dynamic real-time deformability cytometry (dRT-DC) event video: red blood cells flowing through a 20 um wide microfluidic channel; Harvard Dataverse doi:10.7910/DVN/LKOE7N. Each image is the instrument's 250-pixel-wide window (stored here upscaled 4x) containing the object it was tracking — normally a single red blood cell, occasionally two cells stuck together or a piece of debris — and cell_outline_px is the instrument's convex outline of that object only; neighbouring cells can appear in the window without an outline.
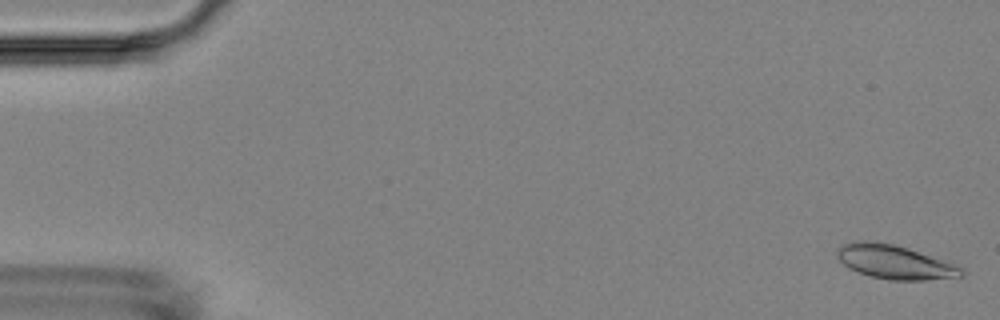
{"species": "Egyptian fruit bat (a non-hibernating species)", "species_latin": "Rousettus aegyptiacus", "temperature_condition": "room temperature", "stored_images_in_passage": 7, "camera_frame_rate_fps": 3000, "um_per_image_px": 0.085, "animal": {"sex": "female"}, "frame": {"image": 1, "passage_image": 1, "time_ms": 0.0, "image_size_px": [1000, 320], "cell_outline_px": [[968, 272], [964, 276], [924, 280], [888, 280], [868, 276], [848, 268], [836, 256], [836, 252], [844, 244], [852, 240], [868, 240], [896, 244], [908, 248], [964, 268]], "centroid_in_image_um": [76.04, 22.27], "position_along_channel_um": 9.0, "area_um2": 24.74}}
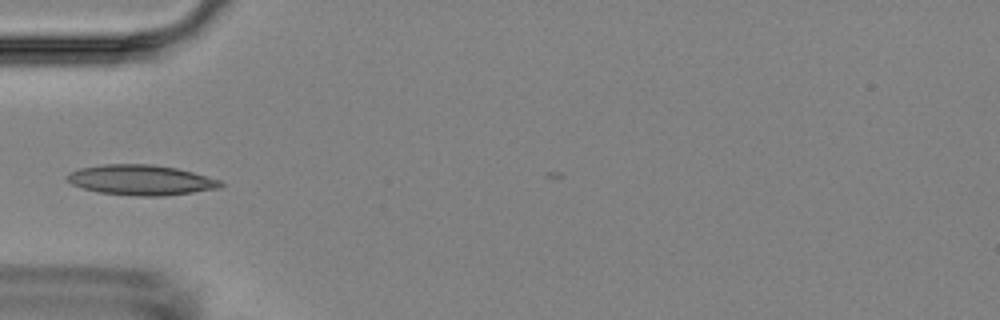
{"frame": {"image": 2, "passage_image": 6, "time_ms": 5.667, "image_size_px": [1000, 320], "cell_outline_px": [[224, 184], [220, 188], [164, 196], [136, 196], [96, 192], [72, 184], [64, 180], [64, 176], [68, 172], [80, 168], [104, 164], [152, 164], [176, 168], [192, 172], [220, 180]], "centroid_in_image_um": [11.93, 15.3], "position_along_channel_um": 73.1, "area_um2": 27.17}}
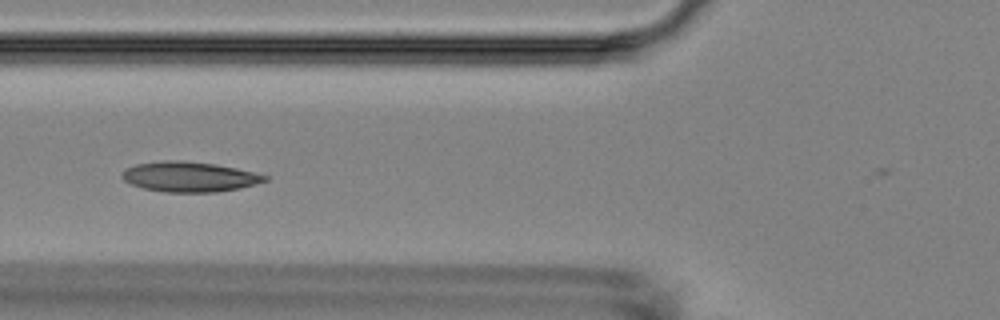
{"frame": {"image": 3, "passage_image": 7, "time_ms": 6.667, "image_size_px": [1000, 320], "cell_outline_px": [[272, 176], [268, 180], [240, 188], [216, 192], [164, 192], [144, 188], [132, 184], [124, 180], [120, 176], [128, 168], [136, 164], [164, 160], [180, 160], [216, 164], [236, 168]], "centroid_in_image_um": [16.14, 15.02], "position_along_channel_um": 109.7, "area_um2": 25.03}}